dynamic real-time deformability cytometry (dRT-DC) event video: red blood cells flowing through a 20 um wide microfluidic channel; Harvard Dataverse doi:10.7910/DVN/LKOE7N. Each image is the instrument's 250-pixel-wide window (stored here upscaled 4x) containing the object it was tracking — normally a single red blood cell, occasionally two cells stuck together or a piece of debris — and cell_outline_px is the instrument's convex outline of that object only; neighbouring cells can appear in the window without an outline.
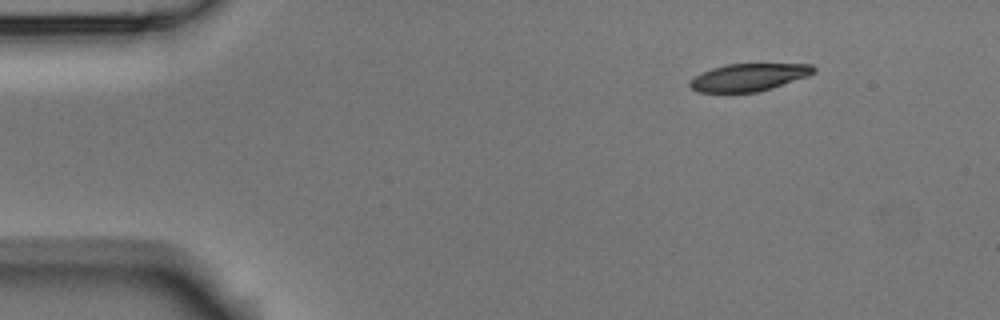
{"species": "Egyptian fruit bat (a non-hibernating species)", "species_latin": "Rousettus aegyptiacus", "temperature_condition": "room temperature", "stored_images_in_passage": 5, "camera_frame_rate_fps": 3000, "um_per_image_px": 0.085, "animal": {"sex": "male"}, "frame": {"image": 1, "passage_image": 1, "time_ms": 0.0, "image_size_px": [1000, 320], "cell_outline_px": [[816, 72], [808, 76], [772, 88], [756, 92], [696, 92], [688, 84], [696, 76], [712, 68], [728, 64], [812, 64], [816, 68]], "centroid_in_image_um": [63.69, 6.57], "position_along_channel_um": 21.3, "area_um2": 19.65}}